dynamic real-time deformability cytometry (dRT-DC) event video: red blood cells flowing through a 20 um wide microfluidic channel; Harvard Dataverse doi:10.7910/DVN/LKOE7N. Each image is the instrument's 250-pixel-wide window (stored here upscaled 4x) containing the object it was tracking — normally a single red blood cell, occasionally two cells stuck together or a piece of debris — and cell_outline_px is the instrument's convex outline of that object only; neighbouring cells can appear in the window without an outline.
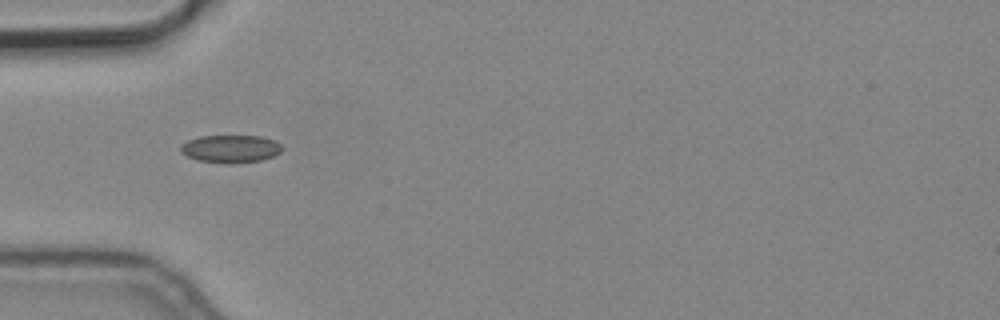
{"species": "common noctule bat (a hibernating species)", "species_latin": "Nyctalus noctula", "temperature_condition": "cold", "stored_images_in_passage": 7, "camera_frame_rate_fps": 3000, "um_per_image_px": 0.085, "animal": {"sex": "male", "body_mass_g": 19.2, "forearm_length_mm": 51.8}, "frame": {"image": 1, "passage_image": 1, "time_ms": 0.0, "image_size_px": [1000, 320], "cell_outline_px": [[284, 148], [280, 152], [264, 160], [228, 164], [196, 160], [180, 152], [180, 144], [188, 140], [200, 136], [260, 136], [276, 140]], "centroid_in_image_um": [19.6, 12.65], "position_along_channel_um": 65.4, "area_um2": 16.59}}
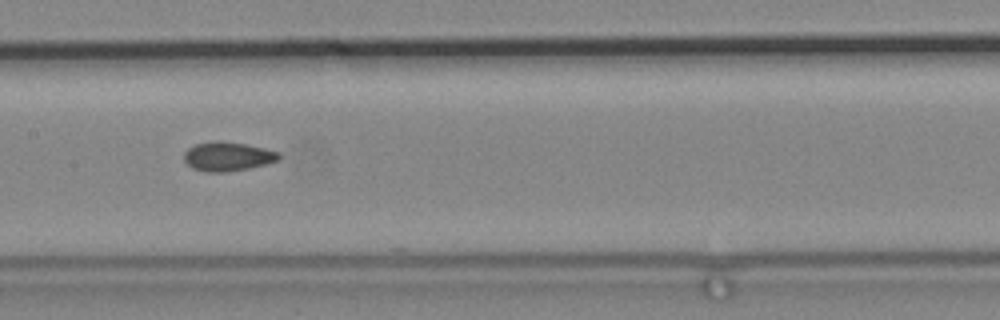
{"frame": {"image": 2, "passage_image": 4, "time_ms": 1.0, "image_size_px": [1000, 320], "cell_outline_px": [[280, 156], [276, 160], [264, 164], [248, 168], [224, 172], [204, 172], [192, 168], [184, 160], [184, 152], [188, 148], [196, 144], [212, 140], [220, 140], [244, 144], [264, 148], [280, 152]], "centroid_in_image_um": [19.3, 13.29], "position_along_channel_um": 188.1, "area_um2": 16.01}}
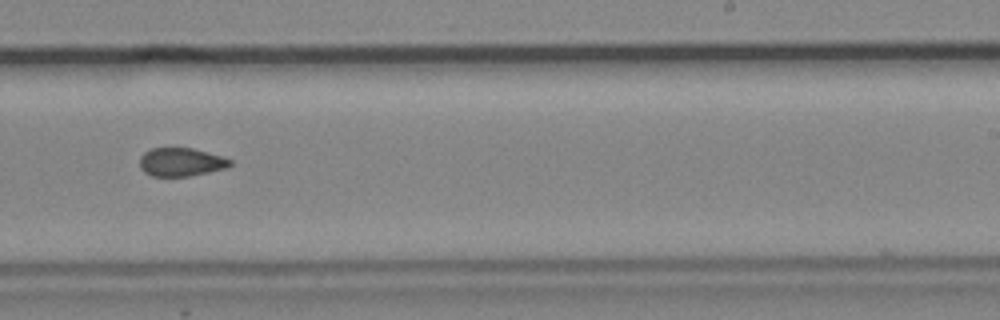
{"frame": {"image": 3, "passage_image": 6, "time_ms": 1.667, "image_size_px": [1000, 320], "cell_outline_px": [[232, 164], [228, 168], [188, 176], [152, 176], [144, 172], [140, 168], [140, 156], [144, 152], [152, 148], [192, 148], [220, 156], [232, 160]], "centroid_in_image_um": [15.37, 13.78], "position_along_channel_um": 273.6, "area_um2": 14.91}}